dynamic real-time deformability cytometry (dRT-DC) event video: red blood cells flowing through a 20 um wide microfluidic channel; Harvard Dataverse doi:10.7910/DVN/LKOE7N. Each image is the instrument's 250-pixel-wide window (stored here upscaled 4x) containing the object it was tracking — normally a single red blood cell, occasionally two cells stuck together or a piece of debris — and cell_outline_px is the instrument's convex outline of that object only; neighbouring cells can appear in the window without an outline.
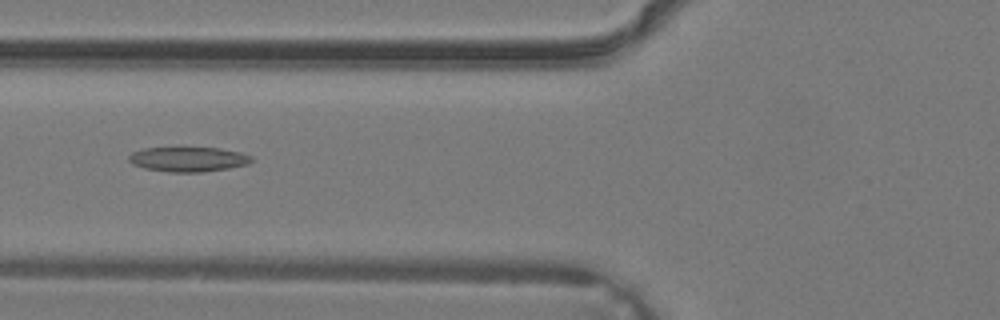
{"species": "common noctule bat (a hibernating species)", "species_latin": "Nyctalus noctula", "temperature_condition": "warm", "stored_images_in_passage": 39, "camera_frame_rate_fps": 3000, "um_per_image_px": 0.085, "animal": {"sex": "male", "body_mass_g": 19.2, "forearm_length_mm": 51.8}, "frame": {"image": 1, "passage_image": 16, "time_ms": 5.0, "image_size_px": [1000, 320], "cell_outline_px": [[252, 160], [248, 164], [228, 168], [204, 172], [168, 172], [144, 168], [132, 164], [128, 160], [128, 156], [132, 152], [144, 148], [220, 148], [240, 152], [252, 156]], "centroid_in_image_um": [15.98, 13.54], "position_along_channel_um": 109.8, "area_um2": 17.69}}
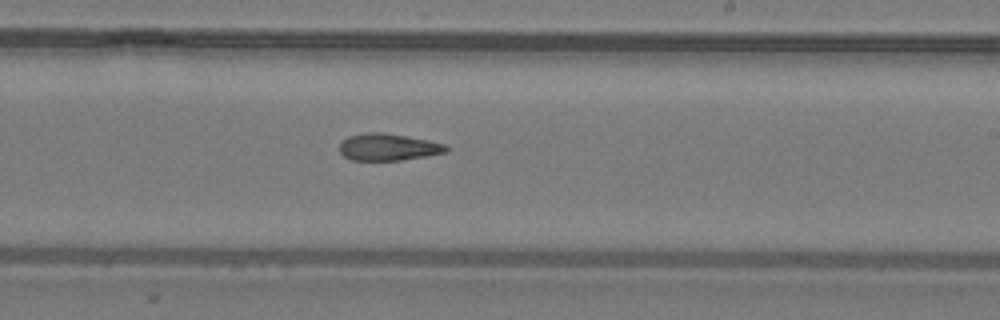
{"frame": {"image": 2, "passage_image": 24, "time_ms": 7.667, "image_size_px": [1000, 320], "cell_outline_px": [[448, 152], [400, 160], [352, 160], [344, 156], [340, 152], [340, 144], [348, 136], [364, 132], [384, 132], [428, 140], [444, 144], [448, 148]], "centroid_in_image_um": [32.98, 12.49], "position_along_channel_um": 256.0, "area_um2": 16.65}}
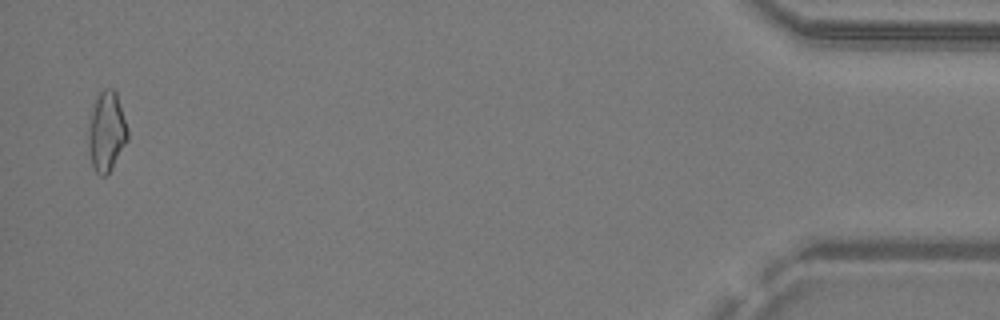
{"frame": {"image": 3, "passage_image": 38, "time_ms": 12.333, "image_size_px": [1000, 320], "cell_outline_px": [[128, 140], [112, 168], [104, 176], [100, 176], [92, 168], [88, 152], [88, 132], [92, 112], [96, 100], [100, 92], [104, 88], [112, 88], [116, 92], [128, 128]], "centroid_in_image_um": [9.06, 11.22], "position_along_channel_um": 426.1, "area_um2": 18.21}}